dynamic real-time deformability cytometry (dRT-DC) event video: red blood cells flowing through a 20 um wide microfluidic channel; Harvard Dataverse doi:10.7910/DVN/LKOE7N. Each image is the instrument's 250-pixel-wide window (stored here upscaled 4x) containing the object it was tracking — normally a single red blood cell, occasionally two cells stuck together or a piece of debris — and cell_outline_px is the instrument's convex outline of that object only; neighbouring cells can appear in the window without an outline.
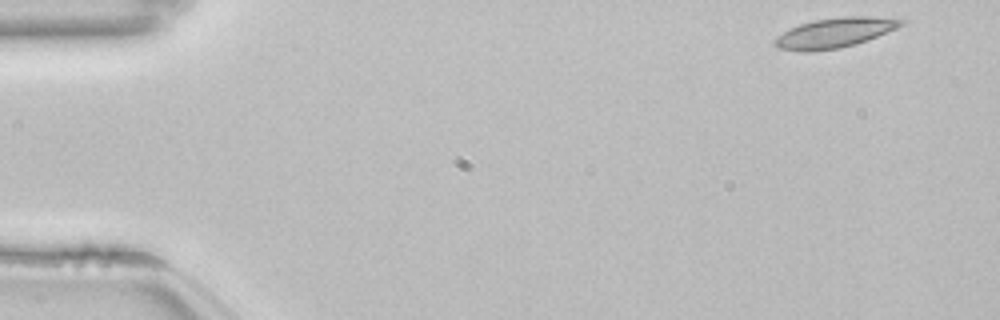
{"species": "common noctule bat (a hibernating species)", "species_latin": "Nyctalus noctula", "temperature_condition": "room temperature", "stored_images_in_passage": 51, "camera_frame_rate_fps": 3000, "um_per_image_px": 0.085, "animal": {"sex": "female", "body_mass_g": 22.7, "forearm_length_mm": 54.2}, "frame": {"image": 1, "passage_image": 1, "time_ms": 0.0, "image_size_px": [1000, 320], "cell_outline_px": [[904, 24], [896, 28], [856, 44], [840, 48], [812, 52], [800, 52], [780, 48], [772, 44], [776, 36], [800, 24], [816, 20], [840, 16], [868, 16], [904, 20]], "centroid_in_image_um": [70.9, 2.8], "position_along_channel_um": 14.1, "area_um2": 21.79}}
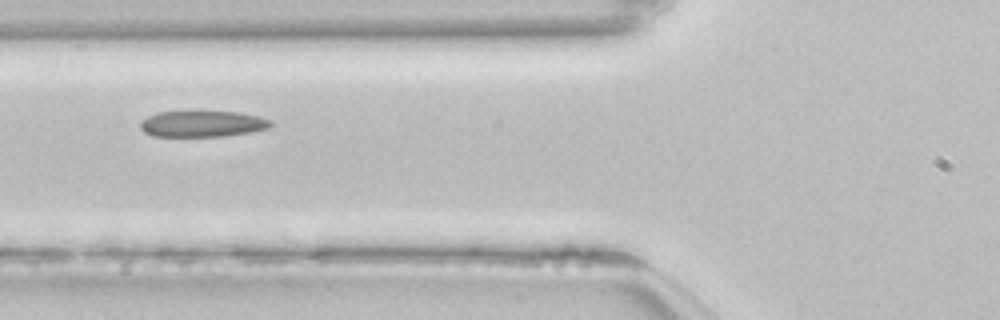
{"frame": {"image": 2, "passage_image": 18, "time_ms": 5.667, "image_size_px": [1000, 320], "cell_outline_px": [[272, 124], [268, 128], [248, 132], [220, 136], [152, 136], [144, 132], [140, 128], [140, 120], [148, 116], [160, 112], [236, 112], [256, 116], [272, 120]], "centroid_in_image_um": [17.15, 10.53], "position_along_channel_um": 108.6, "area_um2": 19.54}}
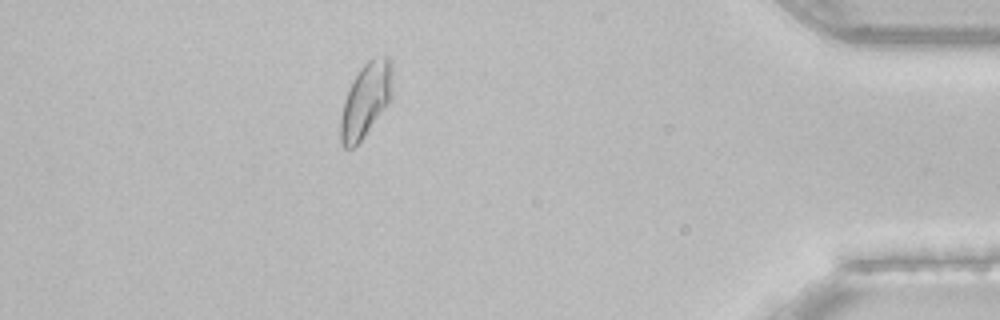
{"frame": {"image": 3, "passage_image": 45, "time_ms": 14.667, "image_size_px": [1000, 320], "cell_outline_px": [[392, 96], [388, 104], [364, 136], [352, 148], [344, 148], [340, 140], [340, 116], [344, 100], [352, 80], [360, 68], [368, 60], [384, 56], [388, 56], [392, 60]], "centroid_in_image_um": [31.09, 8.48], "position_along_channel_um": 404.1, "area_um2": 22.43}, "authors_computed_cell_mechanics": {"area_um2": 20.808, "velocity_mm_per_s": 3.8071, "shape_relaxation_time_tau1_ms": 8.22, "shape_relaxation_time_tau2_ms": 2.1299, "deformation_change_tau1": 0.1709, "deformation_change_tau2": 0.0555}}